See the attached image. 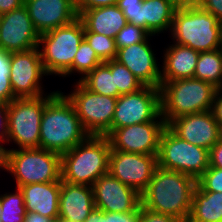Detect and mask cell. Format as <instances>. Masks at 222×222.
Masks as SVG:
<instances>
[{"label":"cell","mask_w":222,"mask_h":222,"mask_svg":"<svg viewBox=\"0 0 222 222\" xmlns=\"http://www.w3.org/2000/svg\"><path fill=\"white\" fill-rule=\"evenodd\" d=\"M196 180L182 172L157 167L141 193L142 207L187 222Z\"/></svg>","instance_id":"cell-1"},{"label":"cell","mask_w":222,"mask_h":222,"mask_svg":"<svg viewBox=\"0 0 222 222\" xmlns=\"http://www.w3.org/2000/svg\"><path fill=\"white\" fill-rule=\"evenodd\" d=\"M88 136L71 102L58 91L44 108L39 148L63 154Z\"/></svg>","instance_id":"cell-2"},{"label":"cell","mask_w":222,"mask_h":222,"mask_svg":"<svg viewBox=\"0 0 222 222\" xmlns=\"http://www.w3.org/2000/svg\"><path fill=\"white\" fill-rule=\"evenodd\" d=\"M111 150L107 136L89 135L83 142L61 154V180L92 186L108 173Z\"/></svg>","instance_id":"cell-3"},{"label":"cell","mask_w":222,"mask_h":222,"mask_svg":"<svg viewBox=\"0 0 222 222\" xmlns=\"http://www.w3.org/2000/svg\"><path fill=\"white\" fill-rule=\"evenodd\" d=\"M170 33L175 44L199 53L222 48V24L198 4L175 10Z\"/></svg>","instance_id":"cell-4"},{"label":"cell","mask_w":222,"mask_h":222,"mask_svg":"<svg viewBox=\"0 0 222 222\" xmlns=\"http://www.w3.org/2000/svg\"><path fill=\"white\" fill-rule=\"evenodd\" d=\"M217 90L196 78L161 82V115L166 125L180 116L211 110Z\"/></svg>","instance_id":"cell-5"},{"label":"cell","mask_w":222,"mask_h":222,"mask_svg":"<svg viewBox=\"0 0 222 222\" xmlns=\"http://www.w3.org/2000/svg\"><path fill=\"white\" fill-rule=\"evenodd\" d=\"M83 39L84 24L79 17L67 25L41 34L38 49L46 73L61 77L72 66Z\"/></svg>","instance_id":"cell-6"},{"label":"cell","mask_w":222,"mask_h":222,"mask_svg":"<svg viewBox=\"0 0 222 222\" xmlns=\"http://www.w3.org/2000/svg\"><path fill=\"white\" fill-rule=\"evenodd\" d=\"M8 172L16 188L61 181V154L41 148L10 149Z\"/></svg>","instance_id":"cell-7"},{"label":"cell","mask_w":222,"mask_h":222,"mask_svg":"<svg viewBox=\"0 0 222 222\" xmlns=\"http://www.w3.org/2000/svg\"><path fill=\"white\" fill-rule=\"evenodd\" d=\"M58 92L35 98H16L8 103V140L18 149L39 148L41 118L46 103Z\"/></svg>","instance_id":"cell-8"},{"label":"cell","mask_w":222,"mask_h":222,"mask_svg":"<svg viewBox=\"0 0 222 222\" xmlns=\"http://www.w3.org/2000/svg\"><path fill=\"white\" fill-rule=\"evenodd\" d=\"M157 162L160 168L197 180L209 168V150L181 139L166 126L160 137Z\"/></svg>","instance_id":"cell-9"},{"label":"cell","mask_w":222,"mask_h":222,"mask_svg":"<svg viewBox=\"0 0 222 222\" xmlns=\"http://www.w3.org/2000/svg\"><path fill=\"white\" fill-rule=\"evenodd\" d=\"M74 84V90L65 96L74 107L83 128L89 135L108 136L117 98L94 93L79 80Z\"/></svg>","instance_id":"cell-10"},{"label":"cell","mask_w":222,"mask_h":222,"mask_svg":"<svg viewBox=\"0 0 222 222\" xmlns=\"http://www.w3.org/2000/svg\"><path fill=\"white\" fill-rule=\"evenodd\" d=\"M161 114L160 88L143 86L117 98L111 132L114 129L155 120Z\"/></svg>","instance_id":"cell-11"},{"label":"cell","mask_w":222,"mask_h":222,"mask_svg":"<svg viewBox=\"0 0 222 222\" xmlns=\"http://www.w3.org/2000/svg\"><path fill=\"white\" fill-rule=\"evenodd\" d=\"M46 75L48 76L38 47L10 53L9 78L15 98H35L45 95L40 81Z\"/></svg>","instance_id":"cell-12"},{"label":"cell","mask_w":222,"mask_h":222,"mask_svg":"<svg viewBox=\"0 0 222 222\" xmlns=\"http://www.w3.org/2000/svg\"><path fill=\"white\" fill-rule=\"evenodd\" d=\"M166 126L160 114L153 121L114 129L107 137L111 150L157 155L160 137Z\"/></svg>","instance_id":"cell-13"},{"label":"cell","mask_w":222,"mask_h":222,"mask_svg":"<svg viewBox=\"0 0 222 222\" xmlns=\"http://www.w3.org/2000/svg\"><path fill=\"white\" fill-rule=\"evenodd\" d=\"M158 167L157 155L110 150L108 172L140 195Z\"/></svg>","instance_id":"cell-14"},{"label":"cell","mask_w":222,"mask_h":222,"mask_svg":"<svg viewBox=\"0 0 222 222\" xmlns=\"http://www.w3.org/2000/svg\"><path fill=\"white\" fill-rule=\"evenodd\" d=\"M40 34L35 29L27 8L22 7L2 14L0 21V48L21 52L38 47Z\"/></svg>","instance_id":"cell-15"},{"label":"cell","mask_w":222,"mask_h":222,"mask_svg":"<svg viewBox=\"0 0 222 222\" xmlns=\"http://www.w3.org/2000/svg\"><path fill=\"white\" fill-rule=\"evenodd\" d=\"M92 189L95 207L103 212H131L141 204V195L109 172L99 177Z\"/></svg>","instance_id":"cell-16"},{"label":"cell","mask_w":222,"mask_h":222,"mask_svg":"<svg viewBox=\"0 0 222 222\" xmlns=\"http://www.w3.org/2000/svg\"><path fill=\"white\" fill-rule=\"evenodd\" d=\"M152 36L143 42L118 49L115 60L125 65L144 86L160 88L161 68L149 42Z\"/></svg>","instance_id":"cell-17"},{"label":"cell","mask_w":222,"mask_h":222,"mask_svg":"<svg viewBox=\"0 0 222 222\" xmlns=\"http://www.w3.org/2000/svg\"><path fill=\"white\" fill-rule=\"evenodd\" d=\"M167 126L181 139L207 150L218 142L219 124L210 110L180 116Z\"/></svg>","instance_id":"cell-18"},{"label":"cell","mask_w":222,"mask_h":222,"mask_svg":"<svg viewBox=\"0 0 222 222\" xmlns=\"http://www.w3.org/2000/svg\"><path fill=\"white\" fill-rule=\"evenodd\" d=\"M24 6L40 35L78 18L74 0H24Z\"/></svg>","instance_id":"cell-19"},{"label":"cell","mask_w":222,"mask_h":222,"mask_svg":"<svg viewBox=\"0 0 222 222\" xmlns=\"http://www.w3.org/2000/svg\"><path fill=\"white\" fill-rule=\"evenodd\" d=\"M94 208L92 186L61 180L58 222H84Z\"/></svg>","instance_id":"cell-20"},{"label":"cell","mask_w":222,"mask_h":222,"mask_svg":"<svg viewBox=\"0 0 222 222\" xmlns=\"http://www.w3.org/2000/svg\"><path fill=\"white\" fill-rule=\"evenodd\" d=\"M19 189L23 193L26 212H37L58 222L61 181L33 183Z\"/></svg>","instance_id":"cell-21"},{"label":"cell","mask_w":222,"mask_h":222,"mask_svg":"<svg viewBox=\"0 0 222 222\" xmlns=\"http://www.w3.org/2000/svg\"><path fill=\"white\" fill-rule=\"evenodd\" d=\"M199 55V52L184 45H168L162 56L161 82L193 78Z\"/></svg>","instance_id":"cell-22"},{"label":"cell","mask_w":222,"mask_h":222,"mask_svg":"<svg viewBox=\"0 0 222 222\" xmlns=\"http://www.w3.org/2000/svg\"><path fill=\"white\" fill-rule=\"evenodd\" d=\"M78 17L89 32L110 38H115L127 24L126 17L117 4L85 10Z\"/></svg>","instance_id":"cell-23"},{"label":"cell","mask_w":222,"mask_h":222,"mask_svg":"<svg viewBox=\"0 0 222 222\" xmlns=\"http://www.w3.org/2000/svg\"><path fill=\"white\" fill-rule=\"evenodd\" d=\"M177 8L167 0L144 1L141 9V27L151 35L171 30Z\"/></svg>","instance_id":"cell-24"},{"label":"cell","mask_w":222,"mask_h":222,"mask_svg":"<svg viewBox=\"0 0 222 222\" xmlns=\"http://www.w3.org/2000/svg\"><path fill=\"white\" fill-rule=\"evenodd\" d=\"M187 222H222V192L203 191L196 186Z\"/></svg>","instance_id":"cell-25"},{"label":"cell","mask_w":222,"mask_h":222,"mask_svg":"<svg viewBox=\"0 0 222 222\" xmlns=\"http://www.w3.org/2000/svg\"><path fill=\"white\" fill-rule=\"evenodd\" d=\"M193 78L222 89V48L200 52Z\"/></svg>","instance_id":"cell-26"},{"label":"cell","mask_w":222,"mask_h":222,"mask_svg":"<svg viewBox=\"0 0 222 222\" xmlns=\"http://www.w3.org/2000/svg\"><path fill=\"white\" fill-rule=\"evenodd\" d=\"M80 82L94 93L118 98L114 74H111V60L98 65Z\"/></svg>","instance_id":"cell-27"},{"label":"cell","mask_w":222,"mask_h":222,"mask_svg":"<svg viewBox=\"0 0 222 222\" xmlns=\"http://www.w3.org/2000/svg\"><path fill=\"white\" fill-rule=\"evenodd\" d=\"M102 63L103 62L98 58L93 48L85 39H83L75 54L72 66L62 75V77H68L73 73H78L81 75L79 78L80 81L89 72Z\"/></svg>","instance_id":"cell-28"},{"label":"cell","mask_w":222,"mask_h":222,"mask_svg":"<svg viewBox=\"0 0 222 222\" xmlns=\"http://www.w3.org/2000/svg\"><path fill=\"white\" fill-rule=\"evenodd\" d=\"M14 193H4L1 198V222H24L26 208L21 190L17 187Z\"/></svg>","instance_id":"cell-29"},{"label":"cell","mask_w":222,"mask_h":222,"mask_svg":"<svg viewBox=\"0 0 222 222\" xmlns=\"http://www.w3.org/2000/svg\"><path fill=\"white\" fill-rule=\"evenodd\" d=\"M111 74H114L118 97L135 92L144 86L125 65L115 59L111 60Z\"/></svg>","instance_id":"cell-30"},{"label":"cell","mask_w":222,"mask_h":222,"mask_svg":"<svg viewBox=\"0 0 222 222\" xmlns=\"http://www.w3.org/2000/svg\"><path fill=\"white\" fill-rule=\"evenodd\" d=\"M84 39L93 48L102 62H107L116 58L118 49L116 47L115 38L89 32L84 27Z\"/></svg>","instance_id":"cell-31"},{"label":"cell","mask_w":222,"mask_h":222,"mask_svg":"<svg viewBox=\"0 0 222 222\" xmlns=\"http://www.w3.org/2000/svg\"><path fill=\"white\" fill-rule=\"evenodd\" d=\"M9 76L10 53L0 48V103L8 104L16 99Z\"/></svg>","instance_id":"cell-32"},{"label":"cell","mask_w":222,"mask_h":222,"mask_svg":"<svg viewBox=\"0 0 222 222\" xmlns=\"http://www.w3.org/2000/svg\"><path fill=\"white\" fill-rule=\"evenodd\" d=\"M151 34L144 28L127 23L115 37L117 49L145 41Z\"/></svg>","instance_id":"cell-33"},{"label":"cell","mask_w":222,"mask_h":222,"mask_svg":"<svg viewBox=\"0 0 222 222\" xmlns=\"http://www.w3.org/2000/svg\"><path fill=\"white\" fill-rule=\"evenodd\" d=\"M196 186L203 191L222 192V168L209 167L197 180Z\"/></svg>","instance_id":"cell-34"},{"label":"cell","mask_w":222,"mask_h":222,"mask_svg":"<svg viewBox=\"0 0 222 222\" xmlns=\"http://www.w3.org/2000/svg\"><path fill=\"white\" fill-rule=\"evenodd\" d=\"M141 0H118L117 6L123 11L127 23L141 27Z\"/></svg>","instance_id":"cell-35"},{"label":"cell","mask_w":222,"mask_h":222,"mask_svg":"<svg viewBox=\"0 0 222 222\" xmlns=\"http://www.w3.org/2000/svg\"><path fill=\"white\" fill-rule=\"evenodd\" d=\"M141 207L140 204L135 210L126 213L103 212V222H139Z\"/></svg>","instance_id":"cell-36"},{"label":"cell","mask_w":222,"mask_h":222,"mask_svg":"<svg viewBox=\"0 0 222 222\" xmlns=\"http://www.w3.org/2000/svg\"><path fill=\"white\" fill-rule=\"evenodd\" d=\"M118 0H74L78 16L85 10L117 4Z\"/></svg>","instance_id":"cell-37"},{"label":"cell","mask_w":222,"mask_h":222,"mask_svg":"<svg viewBox=\"0 0 222 222\" xmlns=\"http://www.w3.org/2000/svg\"><path fill=\"white\" fill-rule=\"evenodd\" d=\"M139 222H181L170 216L141 207Z\"/></svg>","instance_id":"cell-38"},{"label":"cell","mask_w":222,"mask_h":222,"mask_svg":"<svg viewBox=\"0 0 222 222\" xmlns=\"http://www.w3.org/2000/svg\"><path fill=\"white\" fill-rule=\"evenodd\" d=\"M196 4L216 17L222 24V0H197Z\"/></svg>","instance_id":"cell-39"},{"label":"cell","mask_w":222,"mask_h":222,"mask_svg":"<svg viewBox=\"0 0 222 222\" xmlns=\"http://www.w3.org/2000/svg\"><path fill=\"white\" fill-rule=\"evenodd\" d=\"M8 140V104L0 103V143Z\"/></svg>","instance_id":"cell-40"},{"label":"cell","mask_w":222,"mask_h":222,"mask_svg":"<svg viewBox=\"0 0 222 222\" xmlns=\"http://www.w3.org/2000/svg\"><path fill=\"white\" fill-rule=\"evenodd\" d=\"M209 167L222 168V143H215L209 150Z\"/></svg>","instance_id":"cell-41"},{"label":"cell","mask_w":222,"mask_h":222,"mask_svg":"<svg viewBox=\"0 0 222 222\" xmlns=\"http://www.w3.org/2000/svg\"><path fill=\"white\" fill-rule=\"evenodd\" d=\"M211 113L219 126L222 125V89H218L211 106Z\"/></svg>","instance_id":"cell-42"},{"label":"cell","mask_w":222,"mask_h":222,"mask_svg":"<svg viewBox=\"0 0 222 222\" xmlns=\"http://www.w3.org/2000/svg\"><path fill=\"white\" fill-rule=\"evenodd\" d=\"M24 5V0H0V12L2 14L18 9Z\"/></svg>","instance_id":"cell-43"},{"label":"cell","mask_w":222,"mask_h":222,"mask_svg":"<svg viewBox=\"0 0 222 222\" xmlns=\"http://www.w3.org/2000/svg\"><path fill=\"white\" fill-rule=\"evenodd\" d=\"M24 222H55L52 218L42 216L37 212H26Z\"/></svg>","instance_id":"cell-44"},{"label":"cell","mask_w":222,"mask_h":222,"mask_svg":"<svg viewBox=\"0 0 222 222\" xmlns=\"http://www.w3.org/2000/svg\"><path fill=\"white\" fill-rule=\"evenodd\" d=\"M1 144V143H0ZM0 145V169L8 171L10 149Z\"/></svg>","instance_id":"cell-45"},{"label":"cell","mask_w":222,"mask_h":222,"mask_svg":"<svg viewBox=\"0 0 222 222\" xmlns=\"http://www.w3.org/2000/svg\"><path fill=\"white\" fill-rule=\"evenodd\" d=\"M84 222H103V211L95 207Z\"/></svg>","instance_id":"cell-46"},{"label":"cell","mask_w":222,"mask_h":222,"mask_svg":"<svg viewBox=\"0 0 222 222\" xmlns=\"http://www.w3.org/2000/svg\"><path fill=\"white\" fill-rule=\"evenodd\" d=\"M170 2L174 7L178 8H185L191 5L196 4L197 0H167Z\"/></svg>","instance_id":"cell-47"},{"label":"cell","mask_w":222,"mask_h":222,"mask_svg":"<svg viewBox=\"0 0 222 222\" xmlns=\"http://www.w3.org/2000/svg\"><path fill=\"white\" fill-rule=\"evenodd\" d=\"M218 142L222 143V125L219 126Z\"/></svg>","instance_id":"cell-48"}]
</instances>
